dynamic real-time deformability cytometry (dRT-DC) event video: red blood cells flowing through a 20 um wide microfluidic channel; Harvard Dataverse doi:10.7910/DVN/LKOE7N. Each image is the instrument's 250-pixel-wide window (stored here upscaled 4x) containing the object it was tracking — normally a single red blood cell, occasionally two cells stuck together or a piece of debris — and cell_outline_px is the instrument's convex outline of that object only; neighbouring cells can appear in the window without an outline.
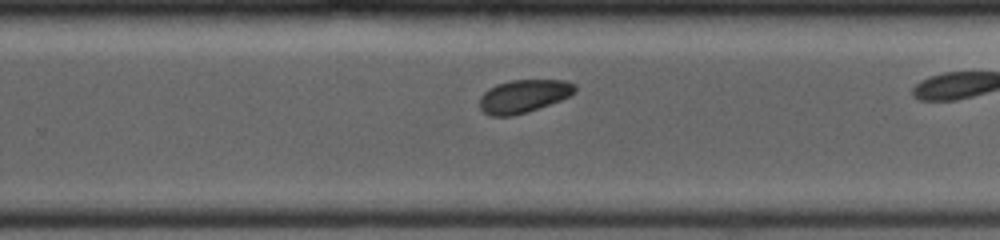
{"species": "common noctule bat (a hibernating species)", "species_latin": "Nyctalus noctula", "temperature_condition": "room temperature", "stored_images_in_passage": 27, "camera_frame_rate_fps": 4000, "um_per_image_px": 0.085, "animal": {"sex": "female", "body_mass_g": 19.0, "forearm_length_mm": 53.3}, "frame": {"image": 1, "passage_image": 20, "time_ms": 7.75, "image_size_px": [1000, 240], "cell_outline_px": [[576, 92], [560, 100], [512, 116], [492, 116], [484, 112], [480, 108], [480, 96], [488, 88], [496, 84], [512, 80], [564, 80], [576, 84]], "centroid_in_image_um": [44.49, 8.15], "position_along_channel_um": 285.3, "area_um2": 18.15}}